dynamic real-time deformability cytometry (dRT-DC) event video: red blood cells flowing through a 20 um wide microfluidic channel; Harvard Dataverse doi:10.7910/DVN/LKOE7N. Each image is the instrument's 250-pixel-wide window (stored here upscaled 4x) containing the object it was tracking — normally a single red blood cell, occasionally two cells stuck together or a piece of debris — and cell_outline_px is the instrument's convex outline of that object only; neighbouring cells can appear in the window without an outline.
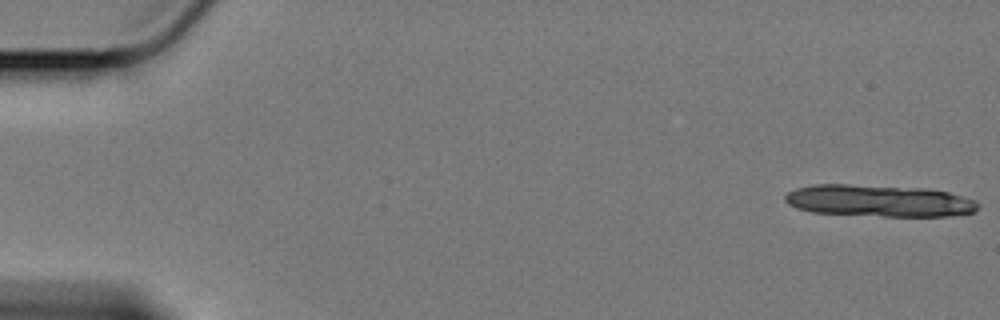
{"species": "Egyptian fruit bat (a non-hibernating species)", "species_latin": "Rousettus aegyptiacus", "temperature_condition": "cold", "stored_images_in_passage": 15, "camera_frame_rate_fps": 3000, "um_per_image_px": 0.085, "animal": {"sex": "female"}, "frame": {"image": 1, "passage_image": 1, "time_ms": 0.0, "image_size_px": [1000, 320], "cell_outline_px": [[980, 204], [972, 212], [948, 216], [884, 216], [812, 212], [796, 208], [788, 204], [784, 200], [784, 196], [788, 192], [796, 188], [812, 184], [848, 184], [924, 188], [948, 192], [976, 200]], "centroid_in_image_um": [74.67, 17.06], "position_along_channel_um": 10.3, "area_um2": 35.84}}